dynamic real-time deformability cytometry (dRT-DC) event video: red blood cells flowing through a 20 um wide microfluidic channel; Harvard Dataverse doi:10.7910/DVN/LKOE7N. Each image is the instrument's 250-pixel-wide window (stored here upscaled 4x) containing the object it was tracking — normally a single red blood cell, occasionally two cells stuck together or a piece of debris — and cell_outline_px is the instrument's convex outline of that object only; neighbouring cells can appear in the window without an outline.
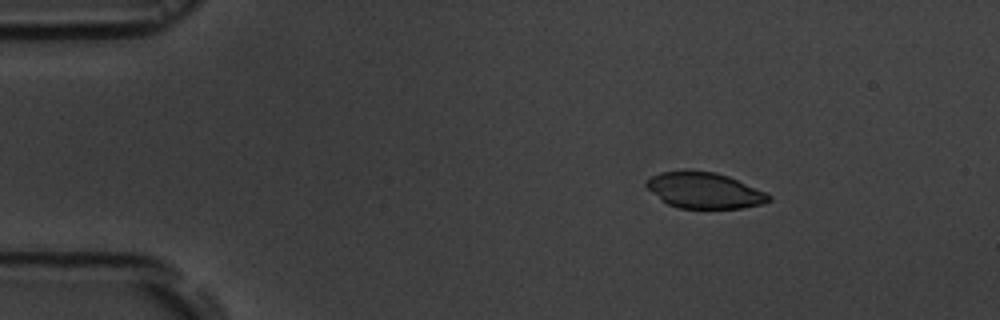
{"species": "common noctule bat (a hibernating species)", "species_latin": "Nyctalus noctula", "temperature_condition": "room temperature", "stored_images_in_passage": 4, "camera_frame_rate_fps": 3000, "um_per_image_px": 0.085, "animal": {"sex": "male", "body_mass_g": 19.5, "forearm_length_mm": 54.6}, "frame": {"image": 1, "passage_image": 1, "time_ms": 0.0, "image_size_px": [1000, 320], "cell_outline_px": [[772, 200], [760, 204], [740, 208], [680, 208], [668, 204], [660, 200], [644, 184], [652, 176], [660, 172], [716, 172], [728, 176], [768, 192], [772, 196]], "centroid_in_image_um": [59.92, 16.2], "position_along_channel_um": 25.1, "area_um2": 25.26}}